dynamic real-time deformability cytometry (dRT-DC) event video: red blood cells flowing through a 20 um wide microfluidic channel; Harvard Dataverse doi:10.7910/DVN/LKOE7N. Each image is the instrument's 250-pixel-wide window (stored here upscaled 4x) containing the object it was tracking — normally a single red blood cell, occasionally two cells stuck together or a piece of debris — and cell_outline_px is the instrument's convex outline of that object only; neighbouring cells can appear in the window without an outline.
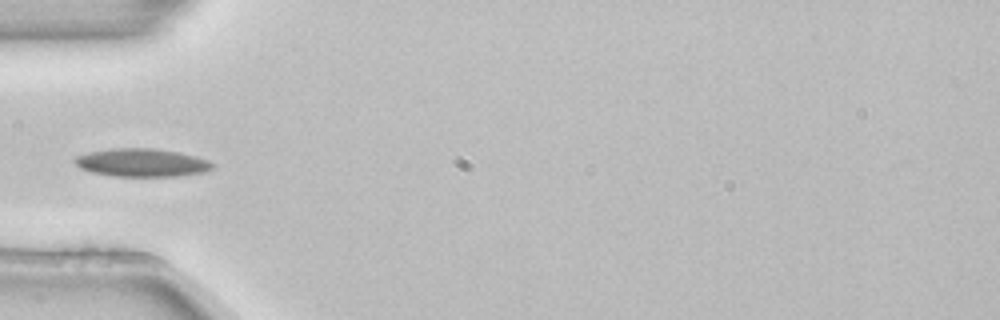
{"species": "common noctule bat (a hibernating species)", "species_latin": "Nyctalus noctula", "temperature_condition": "room temperature", "stored_images_in_passage": 4, "camera_frame_rate_fps": 3000, "um_per_image_px": 0.085, "animal": {"sex": "female", "body_mass_g": 22.7, "forearm_length_mm": 54.2}, "frame": {"image": 1, "passage_image": 4, "time_ms": 1.0, "image_size_px": [1000, 320], "cell_outline_px": [[216, 164], [208, 172], [176, 176], [112, 176], [92, 172], [80, 168], [72, 160], [76, 156], [88, 152], [108, 148], [152, 148], [180, 152], [196, 156], [208, 160]], "centroid_in_image_um": [12.07, 13.82], "position_along_channel_um": 72.9, "area_um2": 22.83}}